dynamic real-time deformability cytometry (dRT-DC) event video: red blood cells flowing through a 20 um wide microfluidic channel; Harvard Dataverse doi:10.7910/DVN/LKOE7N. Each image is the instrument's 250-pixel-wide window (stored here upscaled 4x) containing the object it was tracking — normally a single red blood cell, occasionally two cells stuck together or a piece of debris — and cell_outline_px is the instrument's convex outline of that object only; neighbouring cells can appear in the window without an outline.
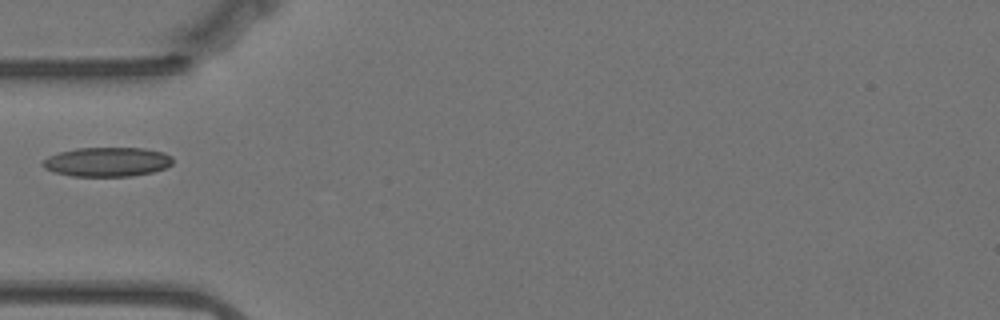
{"species": "Egyptian fruit bat (a non-hibernating species)", "species_latin": "Rousettus aegyptiacus", "temperature_condition": "warm", "stored_images_in_passage": 10, "camera_frame_rate_fps": 3000, "um_per_image_px": 0.085, "animal": {"sex": "female"}, "frame": {"image": 1, "passage_image": 1, "time_ms": 0.0, "image_size_px": [1000, 320], "cell_outline_px": [[172, 164], [164, 168], [152, 172], [132, 176], [72, 176], [52, 172], [44, 168], [40, 164], [48, 156], [60, 152], [76, 148], [144, 148], [164, 152], [172, 156]], "centroid_in_image_um": [9.09, 13.76], "position_along_channel_um": 75.9, "area_um2": 22.31}}
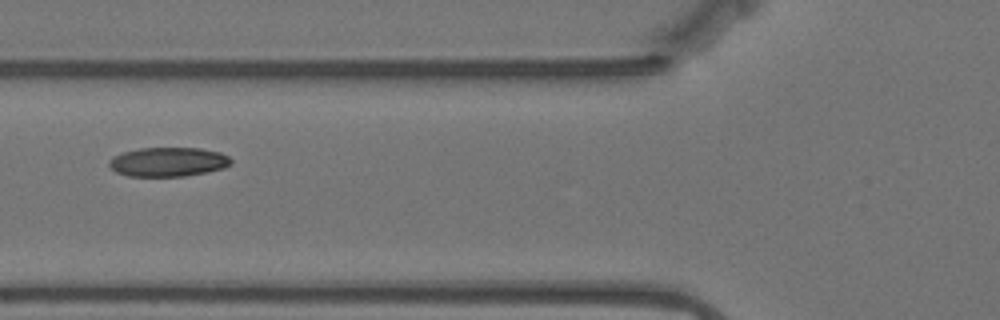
{"frame": {"image": 2, "passage_image": 4, "time_ms": 1.0, "image_size_px": [1000, 320], "cell_outline_px": [[232, 164], [224, 168], [208, 172], [184, 176], [128, 176], [116, 172], [108, 164], [108, 160], [112, 156], [124, 152], [140, 148], [200, 148], [220, 152], [228, 156], [232, 160]], "centroid_in_image_um": [14.31, 13.76], "position_along_channel_um": 111.5, "area_um2": 20.87}}
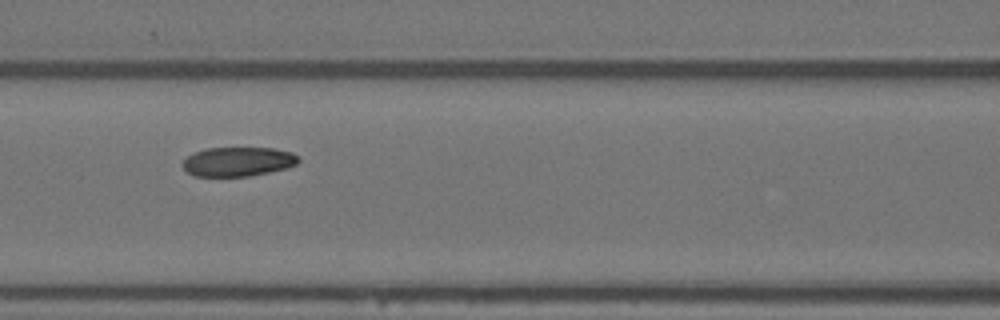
{"frame": {"image": 3, "passage_image": 7, "time_ms": 2.0, "image_size_px": [1000, 320], "cell_outline_px": [[300, 160], [296, 164], [284, 168], [268, 172], [248, 176], [196, 176], [188, 172], [180, 164], [188, 156], [204, 148], [272, 148], [292, 152], [300, 156]], "centroid_in_image_um": [20.23, 13.73], "position_along_channel_um": 146.4, "area_um2": 19.65}}